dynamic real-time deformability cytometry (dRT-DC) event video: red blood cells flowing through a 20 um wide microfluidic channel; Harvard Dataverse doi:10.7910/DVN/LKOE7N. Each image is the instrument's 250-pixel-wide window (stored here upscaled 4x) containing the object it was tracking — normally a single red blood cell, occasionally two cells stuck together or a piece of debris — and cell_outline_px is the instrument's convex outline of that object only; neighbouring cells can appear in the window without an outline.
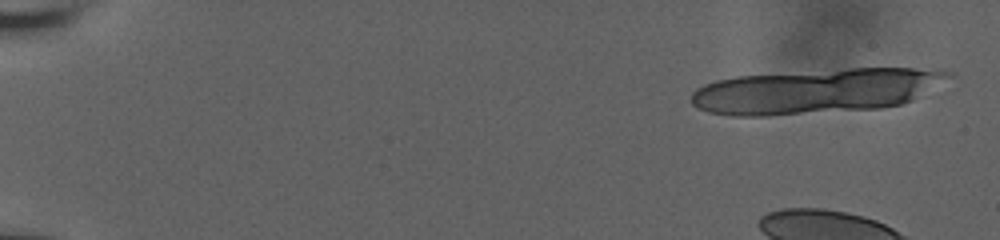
{"species": "human", "species_latin": "Homo sapiens", "temperature_condition": "room temperature", "stored_images_in_passage": 11, "camera_frame_rate_fps": 3000, "um_per_image_px": 0.085, "donor": {"sex": "male"}, "frame": {"image": 1, "passage_image": 2, "time_ms": 0.333, "image_size_px": [1000, 240], "cell_outline_px": [[952, 76], [912, 100], [900, 104], [880, 108], [768, 116], [732, 116], [708, 112], [692, 104], [692, 92], [696, 88], [704, 84], [716, 80], [736, 76], [848, 68], [912, 68], [952, 72]], "centroid_in_image_um": [69.29, 7.74], "position_along_channel_um": 15.7, "area_um2": 66.76}}